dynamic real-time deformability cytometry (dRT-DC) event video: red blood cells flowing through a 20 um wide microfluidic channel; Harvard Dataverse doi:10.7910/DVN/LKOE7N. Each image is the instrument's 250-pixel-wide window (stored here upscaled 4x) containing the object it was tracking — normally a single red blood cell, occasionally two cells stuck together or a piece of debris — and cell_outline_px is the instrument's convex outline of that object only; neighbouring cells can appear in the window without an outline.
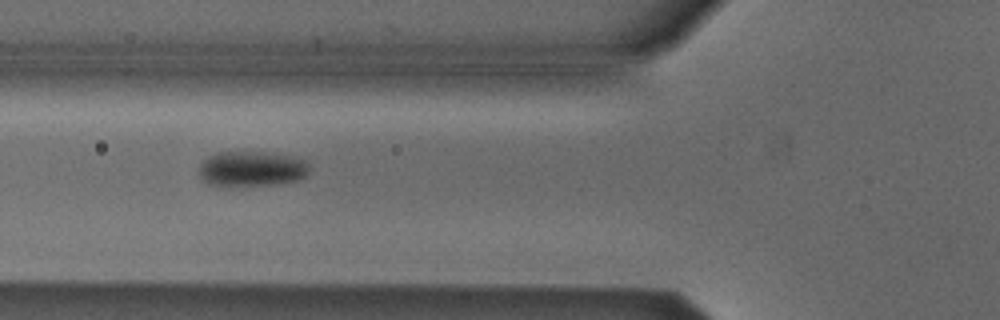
{"species": "Egyptian fruit bat (a non-hibernating species)", "species_latin": "Rousettus aegyptiacus", "temperature_condition": "cold", "stored_images_in_passage": 5, "camera_frame_rate_fps": 3000, "um_per_image_px": 0.085, "animal": {"sex": "male"}, "frame": {"image": 1, "passage_image": 4, "time_ms": 1.0, "image_size_px": [1000, 320], "cell_outline_px": [[308, 172], [304, 176], [296, 180], [276, 184], [228, 188], [224, 188], [208, 184], [200, 176], [200, 164], [208, 156], [216, 152], [260, 152], [288, 156], [304, 160], [308, 164]], "centroid_in_image_um": [21.31, 14.39], "position_along_channel_um": 104.5, "area_um2": 22.89}}
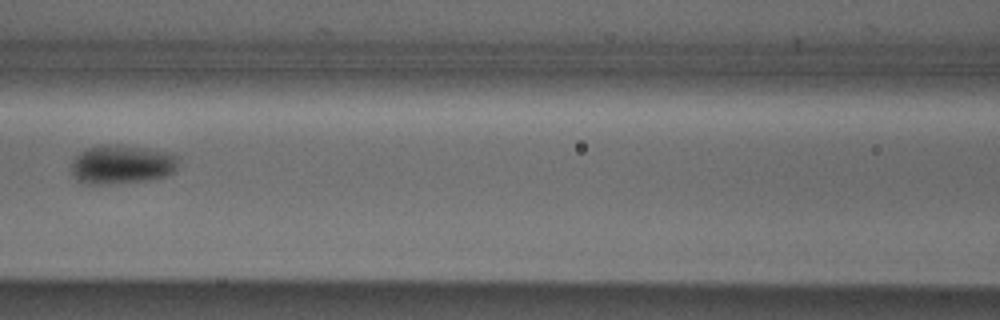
{"frame": {"image": 2, "passage_image": 5, "time_ms": 1.333, "image_size_px": [1000, 320], "cell_outline_px": [[180, 156], [176, 172], [164, 176], [144, 180], [112, 184], [84, 184], [76, 180], [72, 176], [72, 160], [84, 148], [104, 144], [120, 144], [168, 152]], "centroid_in_image_um": [10.34, 13.97], "position_along_channel_um": 156.3, "area_um2": 24.74}}